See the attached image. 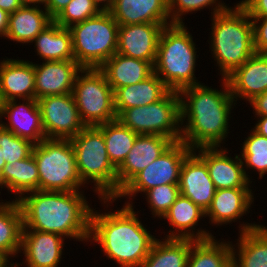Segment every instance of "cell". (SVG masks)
I'll use <instances>...</instances> for the list:
<instances>
[{
  "mask_svg": "<svg viewBox=\"0 0 267 267\" xmlns=\"http://www.w3.org/2000/svg\"><path fill=\"white\" fill-rule=\"evenodd\" d=\"M221 89L204 83L180 90L181 141L190 149L223 147L229 132L231 112L237 105L226 78ZM186 120V121H185ZM222 144V145H221Z\"/></svg>",
  "mask_w": 267,
  "mask_h": 267,
  "instance_id": "obj_1",
  "label": "cell"
},
{
  "mask_svg": "<svg viewBox=\"0 0 267 267\" xmlns=\"http://www.w3.org/2000/svg\"><path fill=\"white\" fill-rule=\"evenodd\" d=\"M19 200L22 230L56 233L69 240L89 242L92 205L84 191H43L25 193Z\"/></svg>",
  "mask_w": 267,
  "mask_h": 267,
  "instance_id": "obj_2",
  "label": "cell"
},
{
  "mask_svg": "<svg viewBox=\"0 0 267 267\" xmlns=\"http://www.w3.org/2000/svg\"><path fill=\"white\" fill-rule=\"evenodd\" d=\"M122 206L107 213L92 208L89 242L99 244L104 256L117 266L139 267L157 238L142 224L134 205Z\"/></svg>",
  "mask_w": 267,
  "mask_h": 267,
  "instance_id": "obj_3",
  "label": "cell"
},
{
  "mask_svg": "<svg viewBox=\"0 0 267 267\" xmlns=\"http://www.w3.org/2000/svg\"><path fill=\"white\" fill-rule=\"evenodd\" d=\"M211 21L209 49L219 76L226 78L255 53L253 23L239 3L211 16Z\"/></svg>",
  "mask_w": 267,
  "mask_h": 267,
  "instance_id": "obj_4",
  "label": "cell"
},
{
  "mask_svg": "<svg viewBox=\"0 0 267 267\" xmlns=\"http://www.w3.org/2000/svg\"><path fill=\"white\" fill-rule=\"evenodd\" d=\"M197 48L185 23H172L163 28L154 64V73L170 91L201 84L195 76ZM197 55V56H196Z\"/></svg>",
  "mask_w": 267,
  "mask_h": 267,
  "instance_id": "obj_5",
  "label": "cell"
},
{
  "mask_svg": "<svg viewBox=\"0 0 267 267\" xmlns=\"http://www.w3.org/2000/svg\"><path fill=\"white\" fill-rule=\"evenodd\" d=\"M77 171L84 184L94 183L97 198H116L117 169L110 162L103 132L97 126H86L71 139Z\"/></svg>",
  "mask_w": 267,
  "mask_h": 267,
  "instance_id": "obj_6",
  "label": "cell"
},
{
  "mask_svg": "<svg viewBox=\"0 0 267 267\" xmlns=\"http://www.w3.org/2000/svg\"><path fill=\"white\" fill-rule=\"evenodd\" d=\"M119 24L109 11L72 25V45L75 61L82 68H100L117 53Z\"/></svg>",
  "mask_w": 267,
  "mask_h": 267,
  "instance_id": "obj_7",
  "label": "cell"
},
{
  "mask_svg": "<svg viewBox=\"0 0 267 267\" xmlns=\"http://www.w3.org/2000/svg\"><path fill=\"white\" fill-rule=\"evenodd\" d=\"M32 154L39 172V190L77 191L87 186L81 181L71 140L43 139L34 144Z\"/></svg>",
  "mask_w": 267,
  "mask_h": 267,
  "instance_id": "obj_8",
  "label": "cell"
},
{
  "mask_svg": "<svg viewBox=\"0 0 267 267\" xmlns=\"http://www.w3.org/2000/svg\"><path fill=\"white\" fill-rule=\"evenodd\" d=\"M117 119L139 135H160L181 141L180 96L168 91L159 101L125 109Z\"/></svg>",
  "mask_w": 267,
  "mask_h": 267,
  "instance_id": "obj_9",
  "label": "cell"
},
{
  "mask_svg": "<svg viewBox=\"0 0 267 267\" xmlns=\"http://www.w3.org/2000/svg\"><path fill=\"white\" fill-rule=\"evenodd\" d=\"M80 117L86 126H99L117 119L114 90L99 68H83L72 92Z\"/></svg>",
  "mask_w": 267,
  "mask_h": 267,
  "instance_id": "obj_10",
  "label": "cell"
},
{
  "mask_svg": "<svg viewBox=\"0 0 267 267\" xmlns=\"http://www.w3.org/2000/svg\"><path fill=\"white\" fill-rule=\"evenodd\" d=\"M184 142H174L152 164L140 171L116 196L99 198L100 203L109 208L113 202L126 198L124 204L133 206V199L139 193L164 184H179L180 170L185 158L192 152ZM118 198V199H117ZM129 200H128V199ZM111 204V205H110Z\"/></svg>",
  "mask_w": 267,
  "mask_h": 267,
  "instance_id": "obj_11",
  "label": "cell"
},
{
  "mask_svg": "<svg viewBox=\"0 0 267 267\" xmlns=\"http://www.w3.org/2000/svg\"><path fill=\"white\" fill-rule=\"evenodd\" d=\"M47 139L71 140L86 127L72 93L37 100Z\"/></svg>",
  "mask_w": 267,
  "mask_h": 267,
  "instance_id": "obj_12",
  "label": "cell"
},
{
  "mask_svg": "<svg viewBox=\"0 0 267 267\" xmlns=\"http://www.w3.org/2000/svg\"><path fill=\"white\" fill-rule=\"evenodd\" d=\"M193 151L206 163L216 190L251 188L240 155L229 156L230 151L225 147H201Z\"/></svg>",
  "mask_w": 267,
  "mask_h": 267,
  "instance_id": "obj_13",
  "label": "cell"
},
{
  "mask_svg": "<svg viewBox=\"0 0 267 267\" xmlns=\"http://www.w3.org/2000/svg\"><path fill=\"white\" fill-rule=\"evenodd\" d=\"M170 24L142 23L119 25L117 53L155 64L159 38Z\"/></svg>",
  "mask_w": 267,
  "mask_h": 267,
  "instance_id": "obj_14",
  "label": "cell"
},
{
  "mask_svg": "<svg viewBox=\"0 0 267 267\" xmlns=\"http://www.w3.org/2000/svg\"><path fill=\"white\" fill-rule=\"evenodd\" d=\"M21 101L3 102L0 111V125L20 138L38 144L46 139L38 102L36 99H22ZM3 117L7 118L8 122L1 121Z\"/></svg>",
  "mask_w": 267,
  "mask_h": 267,
  "instance_id": "obj_15",
  "label": "cell"
},
{
  "mask_svg": "<svg viewBox=\"0 0 267 267\" xmlns=\"http://www.w3.org/2000/svg\"><path fill=\"white\" fill-rule=\"evenodd\" d=\"M174 142L160 135H138L133 148L117 168V195L144 168L152 164Z\"/></svg>",
  "mask_w": 267,
  "mask_h": 267,
  "instance_id": "obj_16",
  "label": "cell"
},
{
  "mask_svg": "<svg viewBox=\"0 0 267 267\" xmlns=\"http://www.w3.org/2000/svg\"><path fill=\"white\" fill-rule=\"evenodd\" d=\"M34 64L35 99L73 92L78 73L83 69L75 60L43 61Z\"/></svg>",
  "mask_w": 267,
  "mask_h": 267,
  "instance_id": "obj_17",
  "label": "cell"
},
{
  "mask_svg": "<svg viewBox=\"0 0 267 267\" xmlns=\"http://www.w3.org/2000/svg\"><path fill=\"white\" fill-rule=\"evenodd\" d=\"M180 194L189 198L205 212L210 207L215 185L206 163L192 151L184 160L179 177Z\"/></svg>",
  "mask_w": 267,
  "mask_h": 267,
  "instance_id": "obj_18",
  "label": "cell"
},
{
  "mask_svg": "<svg viewBox=\"0 0 267 267\" xmlns=\"http://www.w3.org/2000/svg\"><path fill=\"white\" fill-rule=\"evenodd\" d=\"M64 237L56 233L22 230L20 254L27 267H58L61 264Z\"/></svg>",
  "mask_w": 267,
  "mask_h": 267,
  "instance_id": "obj_19",
  "label": "cell"
},
{
  "mask_svg": "<svg viewBox=\"0 0 267 267\" xmlns=\"http://www.w3.org/2000/svg\"><path fill=\"white\" fill-rule=\"evenodd\" d=\"M231 95L247 103L267 91V54L254 53L240 67L226 77ZM242 98V99H241Z\"/></svg>",
  "mask_w": 267,
  "mask_h": 267,
  "instance_id": "obj_20",
  "label": "cell"
},
{
  "mask_svg": "<svg viewBox=\"0 0 267 267\" xmlns=\"http://www.w3.org/2000/svg\"><path fill=\"white\" fill-rule=\"evenodd\" d=\"M0 94L3 102L35 99L33 62L7 57L0 60Z\"/></svg>",
  "mask_w": 267,
  "mask_h": 267,
  "instance_id": "obj_21",
  "label": "cell"
},
{
  "mask_svg": "<svg viewBox=\"0 0 267 267\" xmlns=\"http://www.w3.org/2000/svg\"><path fill=\"white\" fill-rule=\"evenodd\" d=\"M251 188H225L216 190L210 207L205 212L210 225H231L247 215L254 202Z\"/></svg>",
  "mask_w": 267,
  "mask_h": 267,
  "instance_id": "obj_22",
  "label": "cell"
},
{
  "mask_svg": "<svg viewBox=\"0 0 267 267\" xmlns=\"http://www.w3.org/2000/svg\"><path fill=\"white\" fill-rule=\"evenodd\" d=\"M203 217L205 218V211L180 194L163 216L171 227L164 238L206 240L214 237L208 229L195 228Z\"/></svg>",
  "mask_w": 267,
  "mask_h": 267,
  "instance_id": "obj_23",
  "label": "cell"
},
{
  "mask_svg": "<svg viewBox=\"0 0 267 267\" xmlns=\"http://www.w3.org/2000/svg\"><path fill=\"white\" fill-rule=\"evenodd\" d=\"M238 228L240 235L232 242V267H267V226L243 222Z\"/></svg>",
  "mask_w": 267,
  "mask_h": 267,
  "instance_id": "obj_24",
  "label": "cell"
},
{
  "mask_svg": "<svg viewBox=\"0 0 267 267\" xmlns=\"http://www.w3.org/2000/svg\"><path fill=\"white\" fill-rule=\"evenodd\" d=\"M109 12L119 25L171 24L168 0H115Z\"/></svg>",
  "mask_w": 267,
  "mask_h": 267,
  "instance_id": "obj_25",
  "label": "cell"
},
{
  "mask_svg": "<svg viewBox=\"0 0 267 267\" xmlns=\"http://www.w3.org/2000/svg\"><path fill=\"white\" fill-rule=\"evenodd\" d=\"M54 19L42 6L22 5L18 10L9 14L8 28L5 39L28 44L50 25Z\"/></svg>",
  "mask_w": 267,
  "mask_h": 267,
  "instance_id": "obj_26",
  "label": "cell"
},
{
  "mask_svg": "<svg viewBox=\"0 0 267 267\" xmlns=\"http://www.w3.org/2000/svg\"><path fill=\"white\" fill-rule=\"evenodd\" d=\"M99 69L114 91L120 87L142 82L154 73V65L151 62L120 53H115Z\"/></svg>",
  "mask_w": 267,
  "mask_h": 267,
  "instance_id": "obj_27",
  "label": "cell"
},
{
  "mask_svg": "<svg viewBox=\"0 0 267 267\" xmlns=\"http://www.w3.org/2000/svg\"><path fill=\"white\" fill-rule=\"evenodd\" d=\"M169 89L153 73L142 82L117 88L114 91V107L117 117L128 108L142 107L159 101Z\"/></svg>",
  "mask_w": 267,
  "mask_h": 267,
  "instance_id": "obj_28",
  "label": "cell"
},
{
  "mask_svg": "<svg viewBox=\"0 0 267 267\" xmlns=\"http://www.w3.org/2000/svg\"><path fill=\"white\" fill-rule=\"evenodd\" d=\"M35 53L43 61L75 60L72 35L69 28H63L53 21L32 41Z\"/></svg>",
  "mask_w": 267,
  "mask_h": 267,
  "instance_id": "obj_29",
  "label": "cell"
},
{
  "mask_svg": "<svg viewBox=\"0 0 267 267\" xmlns=\"http://www.w3.org/2000/svg\"><path fill=\"white\" fill-rule=\"evenodd\" d=\"M0 187L14 193L17 201L25 193L39 190V172L33 154L12 164L6 163L0 174Z\"/></svg>",
  "mask_w": 267,
  "mask_h": 267,
  "instance_id": "obj_30",
  "label": "cell"
},
{
  "mask_svg": "<svg viewBox=\"0 0 267 267\" xmlns=\"http://www.w3.org/2000/svg\"><path fill=\"white\" fill-rule=\"evenodd\" d=\"M0 201V256L12 260L21 249L23 214L17 200Z\"/></svg>",
  "mask_w": 267,
  "mask_h": 267,
  "instance_id": "obj_31",
  "label": "cell"
},
{
  "mask_svg": "<svg viewBox=\"0 0 267 267\" xmlns=\"http://www.w3.org/2000/svg\"><path fill=\"white\" fill-rule=\"evenodd\" d=\"M195 241L157 238L147 258L139 267H186L189 251Z\"/></svg>",
  "mask_w": 267,
  "mask_h": 267,
  "instance_id": "obj_32",
  "label": "cell"
},
{
  "mask_svg": "<svg viewBox=\"0 0 267 267\" xmlns=\"http://www.w3.org/2000/svg\"><path fill=\"white\" fill-rule=\"evenodd\" d=\"M186 267H232V241L196 240L189 251Z\"/></svg>",
  "mask_w": 267,
  "mask_h": 267,
  "instance_id": "obj_33",
  "label": "cell"
},
{
  "mask_svg": "<svg viewBox=\"0 0 267 267\" xmlns=\"http://www.w3.org/2000/svg\"><path fill=\"white\" fill-rule=\"evenodd\" d=\"M97 127L103 132L110 162L117 169L133 148L139 134L124 126L118 119Z\"/></svg>",
  "mask_w": 267,
  "mask_h": 267,
  "instance_id": "obj_34",
  "label": "cell"
},
{
  "mask_svg": "<svg viewBox=\"0 0 267 267\" xmlns=\"http://www.w3.org/2000/svg\"><path fill=\"white\" fill-rule=\"evenodd\" d=\"M250 131V134L247 135L246 140L242 143L239 155L243 162L247 179L253 182L250 175H248V169L257 171L260 180L267 174V137L258 134L253 129Z\"/></svg>",
  "mask_w": 267,
  "mask_h": 267,
  "instance_id": "obj_35",
  "label": "cell"
},
{
  "mask_svg": "<svg viewBox=\"0 0 267 267\" xmlns=\"http://www.w3.org/2000/svg\"><path fill=\"white\" fill-rule=\"evenodd\" d=\"M169 16L172 23H184L183 15L193 14L195 11H202L204 8L210 9L211 16L222 13L229 6L221 0H168ZM202 9V10H201ZM194 11V12H193Z\"/></svg>",
  "mask_w": 267,
  "mask_h": 267,
  "instance_id": "obj_36",
  "label": "cell"
},
{
  "mask_svg": "<svg viewBox=\"0 0 267 267\" xmlns=\"http://www.w3.org/2000/svg\"><path fill=\"white\" fill-rule=\"evenodd\" d=\"M145 197L147 207L154 218L163 220V216L168 212L169 208L180 195L178 184H164L147 190Z\"/></svg>",
  "mask_w": 267,
  "mask_h": 267,
  "instance_id": "obj_37",
  "label": "cell"
},
{
  "mask_svg": "<svg viewBox=\"0 0 267 267\" xmlns=\"http://www.w3.org/2000/svg\"><path fill=\"white\" fill-rule=\"evenodd\" d=\"M0 147L5 163L23 160L32 154L34 144L0 125Z\"/></svg>",
  "mask_w": 267,
  "mask_h": 267,
  "instance_id": "obj_38",
  "label": "cell"
},
{
  "mask_svg": "<svg viewBox=\"0 0 267 267\" xmlns=\"http://www.w3.org/2000/svg\"><path fill=\"white\" fill-rule=\"evenodd\" d=\"M100 12L93 0H71L54 21L63 28H70Z\"/></svg>",
  "mask_w": 267,
  "mask_h": 267,
  "instance_id": "obj_39",
  "label": "cell"
},
{
  "mask_svg": "<svg viewBox=\"0 0 267 267\" xmlns=\"http://www.w3.org/2000/svg\"><path fill=\"white\" fill-rule=\"evenodd\" d=\"M251 20L255 52L267 54V18H251Z\"/></svg>",
  "mask_w": 267,
  "mask_h": 267,
  "instance_id": "obj_40",
  "label": "cell"
},
{
  "mask_svg": "<svg viewBox=\"0 0 267 267\" xmlns=\"http://www.w3.org/2000/svg\"><path fill=\"white\" fill-rule=\"evenodd\" d=\"M239 4L251 18H267V0H241Z\"/></svg>",
  "mask_w": 267,
  "mask_h": 267,
  "instance_id": "obj_41",
  "label": "cell"
},
{
  "mask_svg": "<svg viewBox=\"0 0 267 267\" xmlns=\"http://www.w3.org/2000/svg\"><path fill=\"white\" fill-rule=\"evenodd\" d=\"M247 103L253 108L254 116H267V91L255 96Z\"/></svg>",
  "mask_w": 267,
  "mask_h": 267,
  "instance_id": "obj_42",
  "label": "cell"
},
{
  "mask_svg": "<svg viewBox=\"0 0 267 267\" xmlns=\"http://www.w3.org/2000/svg\"><path fill=\"white\" fill-rule=\"evenodd\" d=\"M71 0H46L45 9L55 19Z\"/></svg>",
  "mask_w": 267,
  "mask_h": 267,
  "instance_id": "obj_43",
  "label": "cell"
},
{
  "mask_svg": "<svg viewBox=\"0 0 267 267\" xmlns=\"http://www.w3.org/2000/svg\"><path fill=\"white\" fill-rule=\"evenodd\" d=\"M21 6L19 0H0V9L7 11L9 14L15 12Z\"/></svg>",
  "mask_w": 267,
  "mask_h": 267,
  "instance_id": "obj_44",
  "label": "cell"
},
{
  "mask_svg": "<svg viewBox=\"0 0 267 267\" xmlns=\"http://www.w3.org/2000/svg\"><path fill=\"white\" fill-rule=\"evenodd\" d=\"M257 117V122L252 127L258 134L267 137V116H255Z\"/></svg>",
  "mask_w": 267,
  "mask_h": 267,
  "instance_id": "obj_45",
  "label": "cell"
},
{
  "mask_svg": "<svg viewBox=\"0 0 267 267\" xmlns=\"http://www.w3.org/2000/svg\"><path fill=\"white\" fill-rule=\"evenodd\" d=\"M9 21V13L5 10L0 9V37L5 38L7 34Z\"/></svg>",
  "mask_w": 267,
  "mask_h": 267,
  "instance_id": "obj_46",
  "label": "cell"
},
{
  "mask_svg": "<svg viewBox=\"0 0 267 267\" xmlns=\"http://www.w3.org/2000/svg\"><path fill=\"white\" fill-rule=\"evenodd\" d=\"M115 0H93L101 11H109Z\"/></svg>",
  "mask_w": 267,
  "mask_h": 267,
  "instance_id": "obj_47",
  "label": "cell"
},
{
  "mask_svg": "<svg viewBox=\"0 0 267 267\" xmlns=\"http://www.w3.org/2000/svg\"><path fill=\"white\" fill-rule=\"evenodd\" d=\"M22 5L43 6L45 7L46 0H19ZM40 4V5H39Z\"/></svg>",
  "mask_w": 267,
  "mask_h": 267,
  "instance_id": "obj_48",
  "label": "cell"
},
{
  "mask_svg": "<svg viewBox=\"0 0 267 267\" xmlns=\"http://www.w3.org/2000/svg\"><path fill=\"white\" fill-rule=\"evenodd\" d=\"M10 258H4L1 262H0V267H19L21 266L20 263H17V261L14 263H12V261L10 262Z\"/></svg>",
  "mask_w": 267,
  "mask_h": 267,
  "instance_id": "obj_49",
  "label": "cell"
},
{
  "mask_svg": "<svg viewBox=\"0 0 267 267\" xmlns=\"http://www.w3.org/2000/svg\"><path fill=\"white\" fill-rule=\"evenodd\" d=\"M1 151H2V149L0 147V174L2 172V169H3L4 165L6 164L5 161H4V158H3V155L1 153Z\"/></svg>",
  "mask_w": 267,
  "mask_h": 267,
  "instance_id": "obj_50",
  "label": "cell"
},
{
  "mask_svg": "<svg viewBox=\"0 0 267 267\" xmlns=\"http://www.w3.org/2000/svg\"><path fill=\"white\" fill-rule=\"evenodd\" d=\"M2 105H3V100H2V98H1V94H0V111H1V107H2Z\"/></svg>",
  "mask_w": 267,
  "mask_h": 267,
  "instance_id": "obj_51",
  "label": "cell"
}]
</instances>
